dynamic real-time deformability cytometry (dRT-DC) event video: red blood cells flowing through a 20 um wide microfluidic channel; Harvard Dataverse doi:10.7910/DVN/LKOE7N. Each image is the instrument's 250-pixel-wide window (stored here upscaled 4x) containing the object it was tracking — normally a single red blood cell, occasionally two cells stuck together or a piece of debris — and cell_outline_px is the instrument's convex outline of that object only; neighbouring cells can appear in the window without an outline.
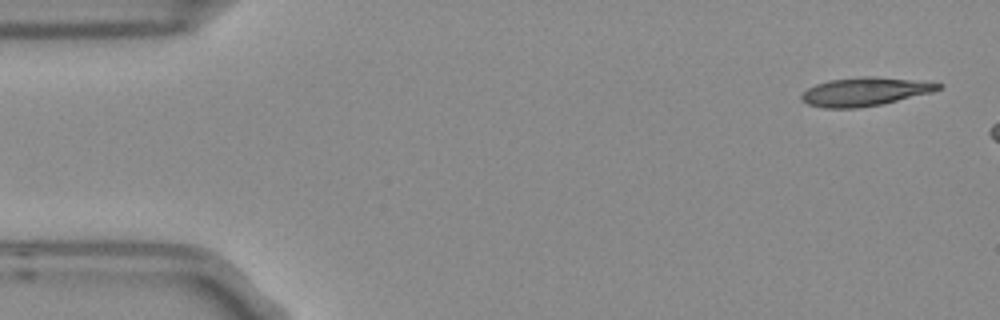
{"species": "Egyptian fruit bat (a non-hibernating species)", "species_latin": "Rousettus aegyptiacus", "temperature_condition": "room temperature", "stored_images_in_passage": 3, "camera_frame_rate_fps": 3000, "um_per_image_px": 0.085, "frame": {"image": 1, "passage_image": 1, "time_ms": 0.0, "image_size_px": [1000, 320], "cell_outline_px": [[944, 84], [940, 88], [932, 92], [884, 104], [860, 108], [824, 108], [808, 104], [800, 100], [800, 96], [808, 88], [816, 84], [828, 80], [868, 76], [908, 80]], "centroid_in_image_um": [73.46, 7.81], "position_along_channel_um": 11.5, "area_um2": 22.48}}